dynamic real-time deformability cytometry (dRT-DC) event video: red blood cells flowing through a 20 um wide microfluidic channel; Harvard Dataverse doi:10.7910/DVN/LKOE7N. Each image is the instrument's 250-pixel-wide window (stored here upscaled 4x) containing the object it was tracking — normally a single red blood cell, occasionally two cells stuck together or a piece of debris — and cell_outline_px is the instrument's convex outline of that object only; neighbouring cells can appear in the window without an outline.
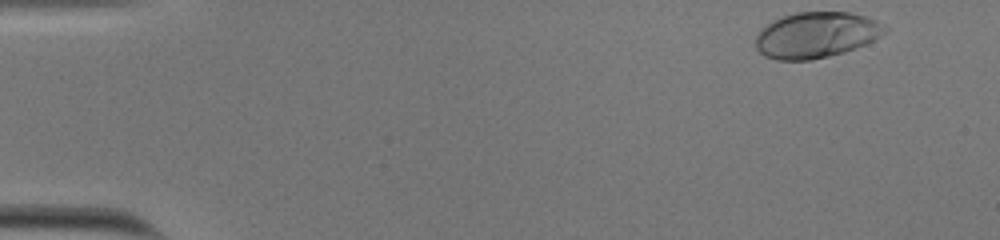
{"species": "human", "species_latin": "Homo sapiens", "temperature_condition": "cold", "stored_images_in_passage": 41, "camera_frame_rate_fps": 3000, "um_per_image_px": 0.085, "donor": {"sex": "male"}, "frame": {"image": 1, "passage_image": 1, "time_ms": 0.0, "image_size_px": [1000, 240], "cell_outline_px": [[888, 28], [880, 36], [856, 48], [844, 52], [812, 60], [776, 60], [764, 56], [756, 48], [756, 36], [760, 28], [772, 20], [796, 12], [848, 12], [864, 16], [876, 20]], "centroid_in_image_um": [69.34, 2.97], "position_along_channel_um": 15.7, "area_um2": 34.51}}
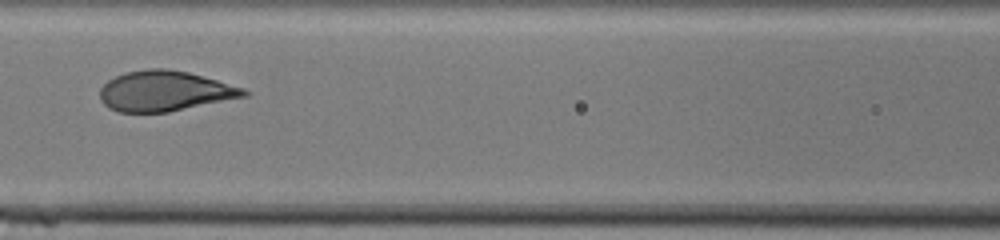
{"frame": {"image": 2, "passage_image": 22, "time_ms": 7.0, "image_size_px": [1000, 240], "cell_outline_px": [[252, 92], [248, 96], [168, 112], [120, 112], [108, 108], [100, 100], [100, 88], [108, 80], [116, 76], [128, 72], [148, 68], [168, 68], [188, 72], [244, 88]], "centroid_in_image_um": [14.01, 7.74], "position_along_channel_um": 152.6, "area_um2": 33.81}}
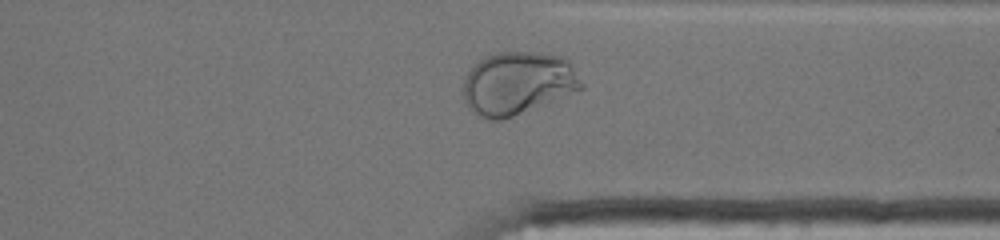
{"frame": {"image": 3, "passage_image": 39, "time_ms": 12.667, "image_size_px": [1000, 240], "cell_outline_px": [[584, 88], [504, 120], [492, 120], [476, 116], [468, 108], [460, 92], [464, 76], [484, 56], [500, 52], [532, 52], [560, 56], [568, 60], [572, 64], [584, 84]], "centroid_in_image_um": [43.96, 7.09], "position_along_channel_um": 367.4, "area_um2": 43.7}, "authors_computed_cell_mechanics": {"area_um2": 34.2176, "velocity_mm_per_s": 3.7854, "shape_relaxation_time_tau1_ms": 6.4243, "shape_relaxation_time_tau2_ms": null, "deformation_change_tau1": 0.2599, "deformation_change_tau2": null}}